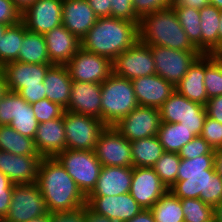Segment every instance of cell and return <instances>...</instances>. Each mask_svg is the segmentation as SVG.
Returning <instances> with one entry per match:
<instances>
[{"instance_id":"cell-1","label":"cell","mask_w":222,"mask_h":222,"mask_svg":"<svg viewBox=\"0 0 222 222\" xmlns=\"http://www.w3.org/2000/svg\"><path fill=\"white\" fill-rule=\"evenodd\" d=\"M215 154L181 158L176 182L169 190L178 198H199L215 208L222 201V179L217 174Z\"/></svg>"},{"instance_id":"cell-2","label":"cell","mask_w":222,"mask_h":222,"mask_svg":"<svg viewBox=\"0 0 222 222\" xmlns=\"http://www.w3.org/2000/svg\"><path fill=\"white\" fill-rule=\"evenodd\" d=\"M49 213L74 211L86 205V197L55 157H43L36 181Z\"/></svg>"},{"instance_id":"cell-3","label":"cell","mask_w":222,"mask_h":222,"mask_svg":"<svg viewBox=\"0 0 222 222\" xmlns=\"http://www.w3.org/2000/svg\"><path fill=\"white\" fill-rule=\"evenodd\" d=\"M138 25L139 22L112 17L98 18L82 38L81 47L113 61L139 40Z\"/></svg>"},{"instance_id":"cell-4","label":"cell","mask_w":222,"mask_h":222,"mask_svg":"<svg viewBox=\"0 0 222 222\" xmlns=\"http://www.w3.org/2000/svg\"><path fill=\"white\" fill-rule=\"evenodd\" d=\"M139 40L147 45L199 51L189 40L172 7L145 15L138 25Z\"/></svg>"},{"instance_id":"cell-5","label":"cell","mask_w":222,"mask_h":222,"mask_svg":"<svg viewBox=\"0 0 222 222\" xmlns=\"http://www.w3.org/2000/svg\"><path fill=\"white\" fill-rule=\"evenodd\" d=\"M101 120L115 125L139 106L131 80L112 73L101 84Z\"/></svg>"},{"instance_id":"cell-6","label":"cell","mask_w":222,"mask_h":222,"mask_svg":"<svg viewBox=\"0 0 222 222\" xmlns=\"http://www.w3.org/2000/svg\"><path fill=\"white\" fill-rule=\"evenodd\" d=\"M55 158L74 179L80 191L87 197L94 189L102 165L94 151L65 149Z\"/></svg>"},{"instance_id":"cell-7","label":"cell","mask_w":222,"mask_h":222,"mask_svg":"<svg viewBox=\"0 0 222 222\" xmlns=\"http://www.w3.org/2000/svg\"><path fill=\"white\" fill-rule=\"evenodd\" d=\"M159 110L161 122L181 123L195 137L201 135L207 116L204 105L187 99L175 90Z\"/></svg>"},{"instance_id":"cell-8","label":"cell","mask_w":222,"mask_h":222,"mask_svg":"<svg viewBox=\"0 0 222 222\" xmlns=\"http://www.w3.org/2000/svg\"><path fill=\"white\" fill-rule=\"evenodd\" d=\"M105 127L99 118L65 110L66 149L94 151Z\"/></svg>"},{"instance_id":"cell-9","label":"cell","mask_w":222,"mask_h":222,"mask_svg":"<svg viewBox=\"0 0 222 222\" xmlns=\"http://www.w3.org/2000/svg\"><path fill=\"white\" fill-rule=\"evenodd\" d=\"M48 213L45 199L37 183L14 185L6 221L28 222Z\"/></svg>"},{"instance_id":"cell-10","label":"cell","mask_w":222,"mask_h":222,"mask_svg":"<svg viewBox=\"0 0 222 222\" xmlns=\"http://www.w3.org/2000/svg\"><path fill=\"white\" fill-rule=\"evenodd\" d=\"M156 74L174 87L187 73L189 67L202 55L200 51H181L163 46L149 45Z\"/></svg>"},{"instance_id":"cell-11","label":"cell","mask_w":222,"mask_h":222,"mask_svg":"<svg viewBox=\"0 0 222 222\" xmlns=\"http://www.w3.org/2000/svg\"><path fill=\"white\" fill-rule=\"evenodd\" d=\"M113 73L133 80L156 74L150 46L138 40L112 61Z\"/></svg>"},{"instance_id":"cell-12","label":"cell","mask_w":222,"mask_h":222,"mask_svg":"<svg viewBox=\"0 0 222 222\" xmlns=\"http://www.w3.org/2000/svg\"><path fill=\"white\" fill-rule=\"evenodd\" d=\"M72 81L102 84L112 73V61L80 47L66 64Z\"/></svg>"},{"instance_id":"cell-13","label":"cell","mask_w":222,"mask_h":222,"mask_svg":"<svg viewBox=\"0 0 222 222\" xmlns=\"http://www.w3.org/2000/svg\"><path fill=\"white\" fill-rule=\"evenodd\" d=\"M94 152L102 166L133 167L131 142L113 126L104 128Z\"/></svg>"},{"instance_id":"cell-14","label":"cell","mask_w":222,"mask_h":222,"mask_svg":"<svg viewBox=\"0 0 222 222\" xmlns=\"http://www.w3.org/2000/svg\"><path fill=\"white\" fill-rule=\"evenodd\" d=\"M160 110L147 106H137L113 127L130 142L156 136L160 127Z\"/></svg>"},{"instance_id":"cell-15","label":"cell","mask_w":222,"mask_h":222,"mask_svg":"<svg viewBox=\"0 0 222 222\" xmlns=\"http://www.w3.org/2000/svg\"><path fill=\"white\" fill-rule=\"evenodd\" d=\"M63 0H35L21 13L27 30L45 35L62 25Z\"/></svg>"},{"instance_id":"cell-16","label":"cell","mask_w":222,"mask_h":222,"mask_svg":"<svg viewBox=\"0 0 222 222\" xmlns=\"http://www.w3.org/2000/svg\"><path fill=\"white\" fill-rule=\"evenodd\" d=\"M86 206L94 213L116 222L129 221L143 209L130 193L114 196H87Z\"/></svg>"},{"instance_id":"cell-17","label":"cell","mask_w":222,"mask_h":222,"mask_svg":"<svg viewBox=\"0 0 222 222\" xmlns=\"http://www.w3.org/2000/svg\"><path fill=\"white\" fill-rule=\"evenodd\" d=\"M167 190L153 167H133L129 193L143 209H150Z\"/></svg>"},{"instance_id":"cell-18","label":"cell","mask_w":222,"mask_h":222,"mask_svg":"<svg viewBox=\"0 0 222 222\" xmlns=\"http://www.w3.org/2000/svg\"><path fill=\"white\" fill-rule=\"evenodd\" d=\"M41 155H16L0 151V171L14 184L36 183Z\"/></svg>"},{"instance_id":"cell-19","label":"cell","mask_w":222,"mask_h":222,"mask_svg":"<svg viewBox=\"0 0 222 222\" xmlns=\"http://www.w3.org/2000/svg\"><path fill=\"white\" fill-rule=\"evenodd\" d=\"M53 64H29L20 61L6 63L1 67L8 90L17 93L24 87L44 86L43 81Z\"/></svg>"},{"instance_id":"cell-20","label":"cell","mask_w":222,"mask_h":222,"mask_svg":"<svg viewBox=\"0 0 222 222\" xmlns=\"http://www.w3.org/2000/svg\"><path fill=\"white\" fill-rule=\"evenodd\" d=\"M139 106L160 109L175 91V87L161 76L153 74L131 80Z\"/></svg>"},{"instance_id":"cell-21","label":"cell","mask_w":222,"mask_h":222,"mask_svg":"<svg viewBox=\"0 0 222 222\" xmlns=\"http://www.w3.org/2000/svg\"><path fill=\"white\" fill-rule=\"evenodd\" d=\"M101 84L73 81L66 111L101 120Z\"/></svg>"},{"instance_id":"cell-22","label":"cell","mask_w":222,"mask_h":222,"mask_svg":"<svg viewBox=\"0 0 222 222\" xmlns=\"http://www.w3.org/2000/svg\"><path fill=\"white\" fill-rule=\"evenodd\" d=\"M34 145L37 153L42 157H55L66 149L64 113L59 118L39 123Z\"/></svg>"},{"instance_id":"cell-23","label":"cell","mask_w":222,"mask_h":222,"mask_svg":"<svg viewBox=\"0 0 222 222\" xmlns=\"http://www.w3.org/2000/svg\"><path fill=\"white\" fill-rule=\"evenodd\" d=\"M98 17L87 0H63L62 24L80 41L96 23Z\"/></svg>"},{"instance_id":"cell-24","label":"cell","mask_w":222,"mask_h":222,"mask_svg":"<svg viewBox=\"0 0 222 222\" xmlns=\"http://www.w3.org/2000/svg\"><path fill=\"white\" fill-rule=\"evenodd\" d=\"M50 62L66 65L81 47V41L62 24L44 35Z\"/></svg>"},{"instance_id":"cell-25","label":"cell","mask_w":222,"mask_h":222,"mask_svg":"<svg viewBox=\"0 0 222 222\" xmlns=\"http://www.w3.org/2000/svg\"><path fill=\"white\" fill-rule=\"evenodd\" d=\"M133 167L103 166L93 191L88 196H114L129 193Z\"/></svg>"},{"instance_id":"cell-26","label":"cell","mask_w":222,"mask_h":222,"mask_svg":"<svg viewBox=\"0 0 222 222\" xmlns=\"http://www.w3.org/2000/svg\"><path fill=\"white\" fill-rule=\"evenodd\" d=\"M205 54L199 56L189 67L187 73L175 86V90L187 99L206 105L208 96L204 85Z\"/></svg>"},{"instance_id":"cell-27","label":"cell","mask_w":222,"mask_h":222,"mask_svg":"<svg viewBox=\"0 0 222 222\" xmlns=\"http://www.w3.org/2000/svg\"><path fill=\"white\" fill-rule=\"evenodd\" d=\"M72 83L67 66L53 64L48 69L43 81L46 98L66 110L69 104Z\"/></svg>"},{"instance_id":"cell-28","label":"cell","mask_w":222,"mask_h":222,"mask_svg":"<svg viewBox=\"0 0 222 222\" xmlns=\"http://www.w3.org/2000/svg\"><path fill=\"white\" fill-rule=\"evenodd\" d=\"M201 18V53L219 55V27L221 10L213 5L199 9Z\"/></svg>"},{"instance_id":"cell-29","label":"cell","mask_w":222,"mask_h":222,"mask_svg":"<svg viewBox=\"0 0 222 222\" xmlns=\"http://www.w3.org/2000/svg\"><path fill=\"white\" fill-rule=\"evenodd\" d=\"M164 152L157 135L131 142L133 167H153Z\"/></svg>"},{"instance_id":"cell-30","label":"cell","mask_w":222,"mask_h":222,"mask_svg":"<svg viewBox=\"0 0 222 222\" xmlns=\"http://www.w3.org/2000/svg\"><path fill=\"white\" fill-rule=\"evenodd\" d=\"M18 61L29 64H52L47 52L44 35L26 30Z\"/></svg>"},{"instance_id":"cell-31","label":"cell","mask_w":222,"mask_h":222,"mask_svg":"<svg viewBox=\"0 0 222 222\" xmlns=\"http://www.w3.org/2000/svg\"><path fill=\"white\" fill-rule=\"evenodd\" d=\"M0 151L24 156L39 155L34 139L20 134L10 125H0Z\"/></svg>"},{"instance_id":"cell-32","label":"cell","mask_w":222,"mask_h":222,"mask_svg":"<svg viewBox=\"0 0 222 222\" xmlns=\"http://www.w3.org/2000/svg\"><path fill=\"white\" fill-rule=\"evenodd\" d=\"M157 137L165 152L178 153L195 136L181 123L161 122Z\"/></svg>"},{"instance_id":"cell-33","label":"cell","mask_w":222,"mask_h":222,"mask_svg":"<svg viewBox=\"0 0 222 222\" xmlns=\"http://www.w3.org/2000/svg\"><path fill=\"white\" fill-rule=\"evenodd\" d=\"M26 27L22 21L8 26L0 39V68L6 63L18 61Z\"/></svg>"},{"instance_id":"cell-34","label":"cell","mask_w":222,"mask_h":222,"mask_svg":"<svg viewBox=\"0 0 222 222\" xmlns=\"http://www.w3.org/2000/svg\"><path fill=\"white\" fill-rule=\"evenodd\" d=\"M155 222H184L181 200L169 189L150 208Z\"/></svg>"},{"instance_id":"cell-35","label":"cell","mask_w":222,"mask_h":222,"mask_svg":"<svg viewBox=\"0 0 222 222\" xmlns=\"http://www.w3.org/2000/svg\"><path fill=\"white\" fill-rule=\"evenodd\" d=\"M177 15L183 30L187 34L191 43L201 52V18L198 9L180 6L173 1L172 6Z\"/></svg>"},{"instance_id":"cell-36","label":"cell","mask_w":222,"mask_h":222,"mask_svg":"<svg viewBox=\"0 0 222 222\" xmlns=\"http://www.w3.org/2000/svg\"><path fill=\"white\" fill-rule=\"evenodd\" d=\"M9 125L20 134L32 139H34L39 125L31 104L27 103L18 93L16 117H13Z\"/></svg>"},{"instance_id":"cell-37","label":"cell","mask_w":222,"mask_h":222,"mask_svg":"<svg viewBox=\"0 0 222 222\" xmlns=\"http://www.w3.org/2000/svg\"><path fill=\"white\" fill-rule=\"evenodd\" d=\"M204 85L208 98L222 95V56L205 54Z\"/></svg>"},{"instance_id":"cell-38","label":"cell","mask_w":222,"mask_h":222,"mask_svg":"<svg viewBox=\"0 0 222 222\" xmlns=\"http://www.w3.org/2000/svg\"><path fill=\"white\" fill-rule=\"evenodd\" d=\"M181 157L175 152H164L153 166L168 189L176 182Z\"/></svg>"},{"instance_id":"cell-39","label":"cell","mask_w":222,"mask_h":222,"mask_svg":"<svg viewBox=\"0 0 222 222\" xmlns=\"http://www.w3.org/2000/svg\"><path fill=\"white\" fill-rule=\"evenodd\" d=\"M184 222H207L214 216V208L199 198L180 199Z\"/></svg>"},{"instance_id":"cell-40","label":"cell","mask_w":222,"mask_h":222,"mask_svg":"<svg viewBox=\"0 0 222 222\" xmlns=\"http://www.w3.org/2000/svg\"><path fill=\"white\" fill-rule=\"evenodd\" d=\"M35 118L39 123H44L63 115L65 109L47 98L31 104Z\"/></svg>"},{"instance_id":"cell-41","label":"cell","mask_w":222,"mask_h":222,"mask_svg":"<svg viewBox=\"0 0 222 222\" xmlns=\"http://www.w3.org/2000/svg\"><path fill=\"white\" fill-rule=\"evenodd\" d=\"M179 156L184 159H192L197 156L206 154H215L214 149L201 136L194 137L186 143L178 152Z\"/></svg>"},{"instance_id":"cell-42","label":"cell","mask_w":222,"mask_h":222,"mask_svg":"<svg viewBox=\"0 0 222 222\" xmlns=\"http://www.w3.org/2000/svg\"><path fill=\"white\" fill-rule=\"evenodd\" d=\"M215 150L222 148V123L206 116L200 135Z\"/></svg>"},{"instance_id":"cell-43","label":"cell","mask_w":222,"mask_h":222,"mask_svg":"<svg viewBox=\"0 0 222 222\" xmlns=\"http://www.w3.org/2000/svg\"><path fill=\"white\" fill-rule=\"evenodd\" d=\"M173 0H132L135 14L141 19L147 14L172 6Z\"/></svg>"},{"instance_id":"cell-44","label":"cell","mask_w":222,"mask_h":222,"mask_svg":"<svg viewBox=\"0 0 222 222\" xmlns=\"http://www.w3.org/2000/svg\"><path fill=\"white\" fill-rule=\"evenodd\" d=\"M111 17L131 22H140V18L135 14L132 0H111Z\"/></svg>"},{"instance_id":"cell-45","label":"cell","mask_w":222,"mask_h":222,"mask_svg":"<svg viewBox=\"0 0 222 222\" xmlns=\"http://www.w3.org/2000/svg\"><path fill=\"white\" fill-rule=\"evenodd\" d=\"M17 111V93L8 92L0 100V125H9L16 117Z\"/></svg>"},{"instance_id":"cell-46","label":"cell","mask_w":222,"mask_h":222,"mask_svg":"<svg viewBox=\"0 0 222 222\" xmlns=\"http://www.w3.org/2000/svg\"><path fill=\"white\" fill-rule=\"evenodd\" d=\"M14 183L0 171V219H5L13 193Z\"/></svg>"},{"instance_id":"cell-47","label":"cell","mask_w":222,"mask_h":222,"mask_svg":"<svg viewBox=\"0 0 222 222\" xmlns=\"http://www.w3.org/2000/svg\"><path fill=\"white\" fill-rule=\"evenodd\" d=\"M21 13L13 0H0V23L15 25L21 21Z\"/></svg>"},{"instance_id":"cell-48","label":"cell","mask_w":222,"mask_h":222,"mask_svg":"<svg viewBox=\"0 0 222 222\" xmlns=\"http://www.w3.org/2000/svg\"><path fill=\"white\" fill-rule=\"evenodd\" d=\"M51 222H85V206L74 211L51 213Z\"/></svg>"},{"instance_id":"cell-49","label":"cell","mask_w":222,"mask_h":222,"mask_svg":"<svg viewBox=\"0 0 222 222\" xmlns=\"http://www.w3.org/2000/svg\"><path fill=\"white\" fill-rule=\"evenodd\" d=\"M17 93L29 104L46 98L44 86L24 87Z\"/></svg>"},{"instance_id":"cell-50","label":"cell","mask_w":222,"mask_h":222,"mask_svg":"<svg viewBox=\"0 0 222 222\" xmlns=\"http://www.w3.org/2000/svg\"><path fill=\"white\" fill-rule=\"evenodd\" d=\"M205 108L208 117L222 123V95L209 98Z\"/></svg>"},{"instance_id":"cell-51","label":"cell","mask_w":222,"mask_h":222,"mask_svg":"<svg viewBox=\"0 0 222 222\" xmlns=\"http://www.w3.org/2000/svg\"><path fill=\"white\" fill-rule=\"evenodd\" d=\"M98 18L111 17V0H87Z\"/></svg>"},{"instance_id":"cell-52","label":"cell","mask_w":222,"mask_h":222,"mask_svg":"<svg viewBox=\"0 0 222 222\" xmlns=\"http://www.w3.org/2000/svg\"><path fill=\"white\" fill-rule=\"evenodd\" d=\"M180 6L191 7L195 9H201L210 4V0H173Z\"/></svg>"},{"instance_id":"cell-53","label":"cell","mask_w":222,"mask_h":222,"mask_svg":"<svg viewBox=\"0 0 222 222\" xmlns=\"http://www.w3.org/2000/svg\"><path fill=\"white\" fill-rule=\"evenodd\" d=\"M85 222H116L108 217L98 215L85 205Z\"/></svg>"},{"instance_id":"cell-54","label":"cell","mask_w":222,"mask_h":222,"mask_svg":"<svg viewBox=\"0 0 222 222\" xmlns=\"http://www.w3.org/2000/svg\"><path fill=\"white\" fill-rule=\"evenodd\" d=\"M125 222H155L150 209H142L135 217Z\"/></svg>"},{"instance_id":"cell-55","label":"cell","mask_w":222,"mask_h":222,"mask_svg":"<svg viewBox=\"0 0 222 222\" xmlns=\"http://www.w3.org/2000/svg\"><path fill=\"white\" fill-rule=\"evenodd\" d=\"M215 162L214 166L216 169L217 174L221 177L222 179V148L215 149Z\"/></svg>"},{"instance_id":"cell-56","label":"cell","mask_w":222,"mask_h":222,"mask_svg":"<svg viewBox=\"0 0 222 222\" xmlns=\"http://www.w3.org/2000/svg\"><path fill=\"white\" fill-rule=\"evenodd\" d=\"M9 92L6 79L0 68V100Z\"/></svg>"},{"instance_id":"cell-57","label":"cell","mask_w":222,"mask_h":222,"mask_svg":"<svg viewBox=\"0 0 222 222\" xmlns=\"http://www.w3.org/2000/svg\"><path fill=\"white\" fill-rule=\"evenodd\" d=\"M35 0H13L15 6L23 12L28 6H30Z\"/></svg>"},{"instance_id":"cell-58","label":"cell","mask_w":222,"mask_h":222,"mask_svg":"<svg viewBox=\"0 0 222 222\" xmlns=\"http://www.w3.org/2000/svg\"><path fill=\"white\" fill-rule=\"evenodd\" d=\"M214 216L217 221L222 222V201L214 208Z\"/></svg>"},{"instance_id":"cell-59","label":"cell","mask_w":222,"mask_h":222,"mask_svg":"<svg viewBox=\"0 0 222 222\" xmlns=\"http://www.w3.org/2000/svg\"><path fill=\"white\" fill-rule=\"evenodd\" d=\"M28 222H51V213H48L44 216H39L34 219L29 220Z\"/></svg>"},{"instance_id":"cell-60","label":"cell","mask_w":222,"mask_h":222,"mask_svg":"<svg viewBox=\"0 0 222 222\" xmlns=\"http://www.w3.org/2000/svg\"><path fill=\"white\" fill-rule=\"evenodd\" d=\"M219 55L222 56V10L220 14V27H219Z\"/></svg>"},{"instance_id":"cell-61","label":"cell","mask_w":222,"mask_h":222,"mask_svg":"<svg viewBox=\"0 0 222 222\" xmlns=\"http://www.w3.org/2000/svg\"><path fill=\"white\" fill-rule=\"evenodd\" d=\"M210 5H213L216 8L222 10V0H210Z\"/></svg>"},{"instance_id":"cell-62","label":"cell","mask_w":222,"mask_h":222,"mask_svg":"<svg viewBox=\"0 0 222 222\" xmlns=\"http://www.w3.org/2000/svg\"><path fill=\"white\" fill-rule=\"evenodd\" d=\"M7 27H8V25H4V24L0 23V39L4 35L5 30L7 29Z\"/></svg>"},{"instance_id":"cell-63","label":"cell","mask_w":222,"mask_h":222,"mask_svg":"<svg viewBox=\"0 0 222 222\" xmlns=\"http://www.w3.org/2000/svg\"><path fill=\"white\" fill-rule=\"evenodd\" d=\"M216 221V218H215V216H213L209 221H207V222H215Z\"/></svg>"},{"instance_id":"cell-64","label":"cell","mask_w":222,"mask_h":222,"mask_svg":"<svg viewBox=\"0 0 222 222\" xmlns=\"http://www.w3.org/2000/svg\"><path fill=\"white\" fill-rule=\"evenodd\" d=\"M0 222H8V221H6L5 219H0Z\"/></svg>"}]
</instances>
